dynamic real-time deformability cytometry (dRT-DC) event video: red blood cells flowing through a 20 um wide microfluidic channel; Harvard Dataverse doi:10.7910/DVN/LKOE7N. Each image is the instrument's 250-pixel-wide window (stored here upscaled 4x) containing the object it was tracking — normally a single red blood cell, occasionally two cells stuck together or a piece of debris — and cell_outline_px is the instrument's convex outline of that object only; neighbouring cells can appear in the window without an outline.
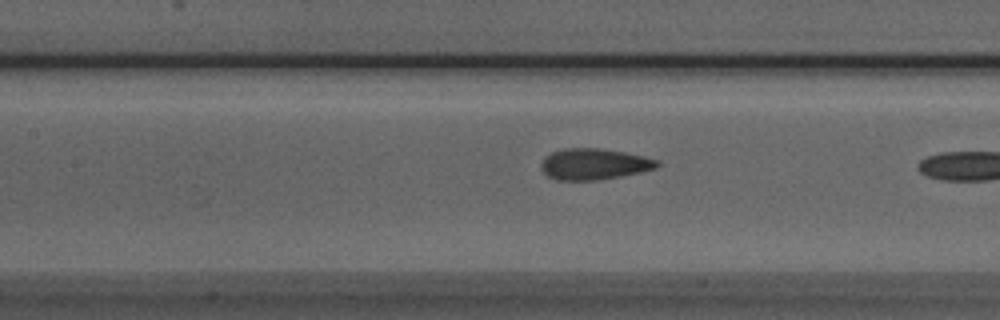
{"species": "Egyptian fruit bat (a non-hibernating species)", "species_latin": "Rousettus aegyptiacus", "temperature_condition": "room temperature", "stored_images_in_passage": 29, "camera_frame_rate_fps": 3000, "um_per_image_px": 0.085, "animal": {"sex": "male"}, "frame": {"image": 1, "passage_image": 11, "time_ms": 3.333, "image_size_px": [1000, 320], "cell_outline_px": [[660, 164], [656, 168], [640, 172], [620, 176], [596, 180], [556, 180], [548, 176], [540, 168], [540, 164], [544, 156], [552, 152], [564, 148], [596, 148], [624, 152], [644, 156], [660, 160]], "centroid_in_image_um": [50.48, 13.94], "position_along_channel_um": 156.9, "area_um2": 21.1}}
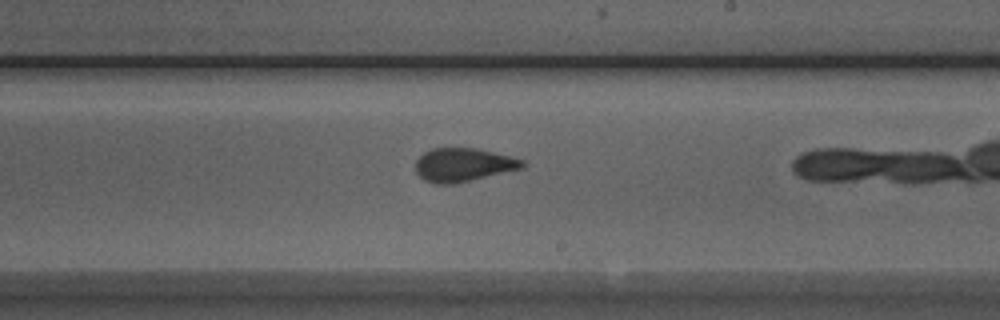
{"frame": {"image": 2, "passage_image": 18, "time_ms": 5.667, "image_size_px": [1000, 320], "cell_outline_px": [[528, 164], [524, 168], [452, 184], [436, 184], [424, 180], [416, 172], [416, 160], [424, 152], [432, 148], [476, 148], [524, 160]], "centroid_in_image_um": [39.38, 14.01], "position_along_channel_um": 249.6, "area_um2": 20.75}}
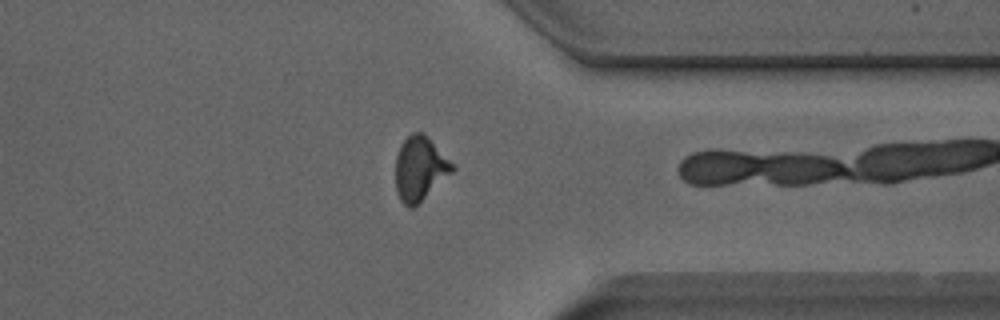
{"frame": {"image": 3, "passage_image": 28, "time_ms": 9.0, "image_size_px": [1000, 320], "cell_outline_px": [[456, 168], [452, 172], [412, 208], [408, 208], [400, 200], [396, 192], [396, 156], [400, 144], [412, 132], [424, 132], [456, 164]], "centroid_in_image_um": [35.7, 14.28], "position_along_channel_um": 375.7, "area_um2": 21.33}}